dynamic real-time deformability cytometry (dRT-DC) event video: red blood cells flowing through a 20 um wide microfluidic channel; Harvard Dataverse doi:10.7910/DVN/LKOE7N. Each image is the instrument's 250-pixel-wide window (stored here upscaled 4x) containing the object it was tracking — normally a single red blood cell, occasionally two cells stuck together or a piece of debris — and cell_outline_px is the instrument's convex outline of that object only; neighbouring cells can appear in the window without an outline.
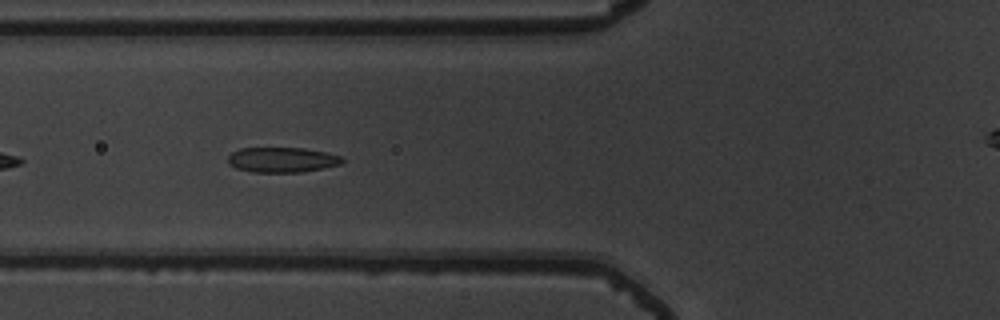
{"species": "common noctule bat (a hibernating species)", "species_latin": "Nyctalus noctula", "temperature_condition": "warm", "stored_images_in_passage": 38, "camera_frame_rate_fps": 3000, "um_per_image_px": 0.085, "animal": {"sex": "male", "body_mass_g": 19.5, "forearm_length_mm": 54.6}, "frame": {"image": 1, "passage_image": 6, "time_ms": 1.667, "image_size_px": [1000, 320], "cell_outline_px": [[344, 160], [340, 164], [324, 168], [300, 172], [252, 172], [236, 168], [228, 164], [228, 156], [232, 152], [240, 148], [304, 148], [328, 152], [340, 156]], "centroid_in_image_um": [23.97, 13.58], "position_along_channel_um": 101.8, "area_um2": 16.76}}
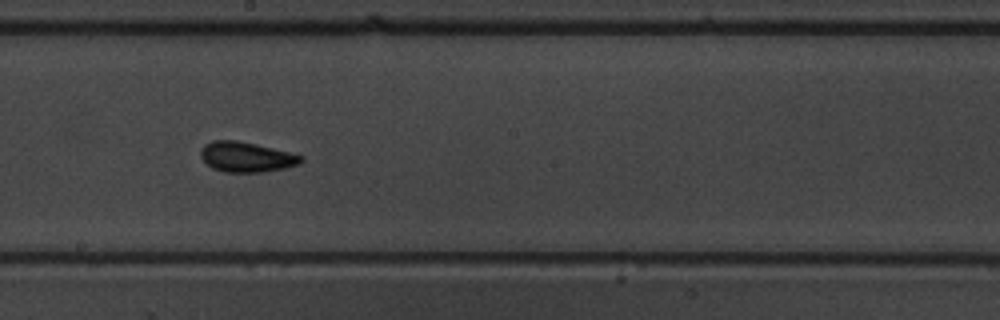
{"frame": {"image": 2, "passage_image": 16, "time_ms": 5.0, "image_size_px": [1000, 320], "cell_outline_px": [[304, 160], [300, 164], [284, 168], [264, 172], [224, 172], [212, 168], [200, 156], [200, 148], [204, 144], [212, 140], [236, 140], [256, 144], [304, 156]], "centroid_in_image_um": [20.93, 13.34], "position_along_channel_um": 227.3, "area_um2": 17.69}}
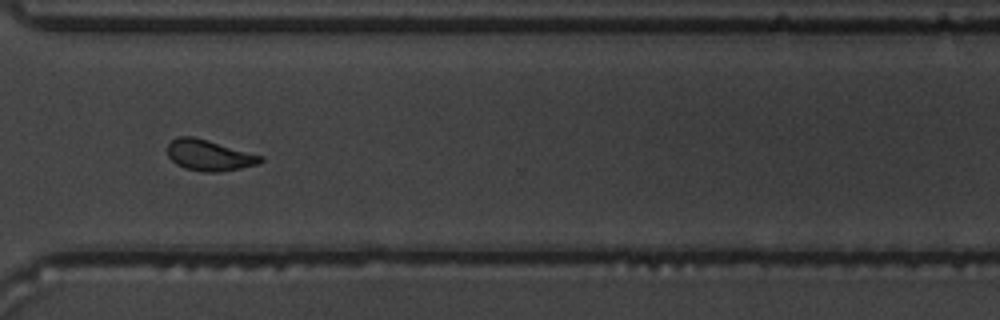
{"frame": {"image": 3, "passage_image": 26, "time_ms": 8.333, "image_size_px": [1000, 320], "cell_outline_px": [[264, 160], [260, 164], [220, 172], [204, 172], [184, 168], [176, 164], [168, 156], [168, 144], [172, 140], [180, 136], [192, 136], [208, 140], [264, 156]], "centroid_in_image_um": [17.81, 13.2], "position_along_channel_um": 352.8, "area_um2": 16.82}, "authors_computed_cell_mechanics": {"area_um2": 16.762, "velocity_mm_per_s": 3.7649, "shape_relaxation_time_tau1_ms": 3.8266, "shape_relaxation_time_tau2_ms": 1.5192, "deformation_change_tau1": 0.1177, "deformation_change_tau2": 0.0653}}